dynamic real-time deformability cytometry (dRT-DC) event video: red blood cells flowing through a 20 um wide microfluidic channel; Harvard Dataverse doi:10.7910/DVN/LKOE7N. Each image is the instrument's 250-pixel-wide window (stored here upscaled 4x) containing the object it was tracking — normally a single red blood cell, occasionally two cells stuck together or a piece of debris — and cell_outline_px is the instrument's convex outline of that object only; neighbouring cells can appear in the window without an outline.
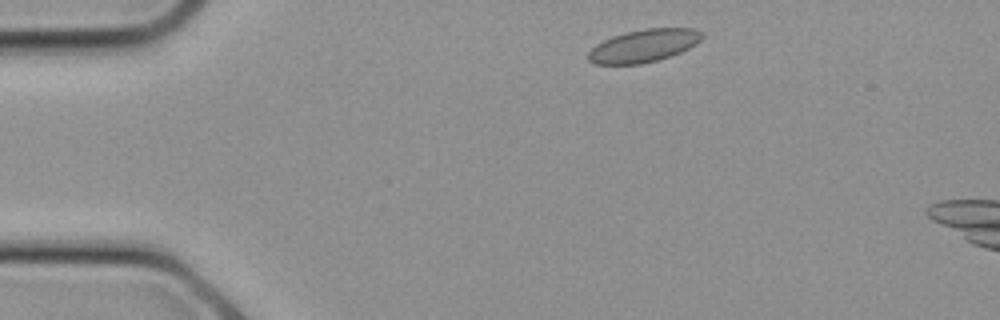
{"species": "common noctule bat (a hibernating species)", "species_latin": "Nyctalus noctula", "temperature_condition": "cold", "stored_images_in_passage": 4, "camera_frame_rate_fps": 3000, "um_per_image_px": 0.085, "animal": {"sex": "female", "body_mass_g": 21.9}, "frame": {"image": 1, "passage_image": 1, "time_ms": 0.0, "image_size_px": [1000, 320], "cell_outline_px": [[704, 36], [696, 44], [680, 52], [656, 60], [640, 64], [596, 64], [588, 60], [588, 52], [596, 44], [612, 36], [644, 28], [692, 28], [704, 32]], "centroid_in_image_um": [54.72, 3.88], "position_along_channel_um": 30.3, "area_um2": 21.56}}